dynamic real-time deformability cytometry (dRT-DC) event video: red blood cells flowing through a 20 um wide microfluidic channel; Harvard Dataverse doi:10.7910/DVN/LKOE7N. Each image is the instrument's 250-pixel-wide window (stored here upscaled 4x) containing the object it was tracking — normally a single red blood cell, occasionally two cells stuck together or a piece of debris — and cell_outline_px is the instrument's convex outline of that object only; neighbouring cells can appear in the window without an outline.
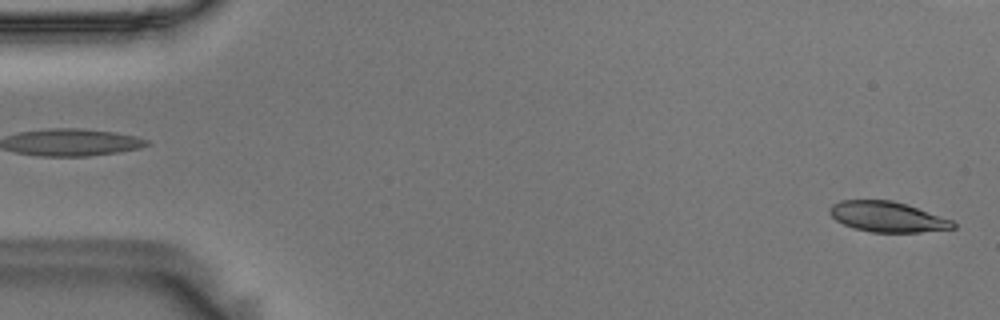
{"species": "Egyptian fruit bat (a non-hibernating species)", "species_latin": "Rousettus aegyptiacus", "temperature_condition": "room temperature", "stored_images_in_passage": 10, "camera_frame_rate_fps": 3000, "um_per_image_px": 0.085, "animal": {"sex": "male"}, "frame": {"image": 1, "passage_image": 1, "time_ms": 0.0, "image_size_px": [1000, 320], "cell_outline_px": [[956, 228], [920, 232], [872, 232], [852, 228], [836, 220], [828, 212], [828, 208], [832, 204], [840, 200], [892, 200], [952, 220], [956, 224]], "centroid_in_image_um": [75.38, 18.43], "position_along_channel_um": 9.6, "area_um2": 21.68}}